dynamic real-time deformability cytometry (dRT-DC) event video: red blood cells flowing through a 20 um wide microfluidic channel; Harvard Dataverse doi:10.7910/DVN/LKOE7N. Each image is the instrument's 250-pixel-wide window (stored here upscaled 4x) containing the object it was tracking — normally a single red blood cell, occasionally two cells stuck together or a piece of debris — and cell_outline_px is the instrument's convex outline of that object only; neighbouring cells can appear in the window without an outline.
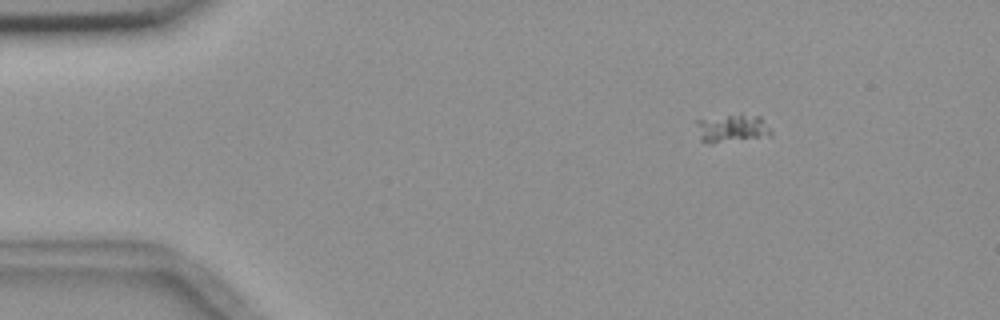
{"species": "common noctule bat (a hibernating species)", "species_latin": "Nyctalus noctula", "temperature_condition": "room temperature", "stored_images_in_passage": 6, "camera_frame_rate_fps": 3000, "um_per_image_px": 0.085, "animal": {"sex": "female", "body_mass_g": 18.4}, "frame": {"image": 1, "passage_image": 1, "time_ms": 0.0, "image_size_px": [1000, 320], "cell_outline_px": [[772, 136], [712, 144], [700, 140], [696, 124], [696, 120], [740, 112], [760, 116], [772, 132]], "centroid_in_image_um": [62.23, 10.89], "position_along_channel_um": 22.8, "area_um2": 12.72}}
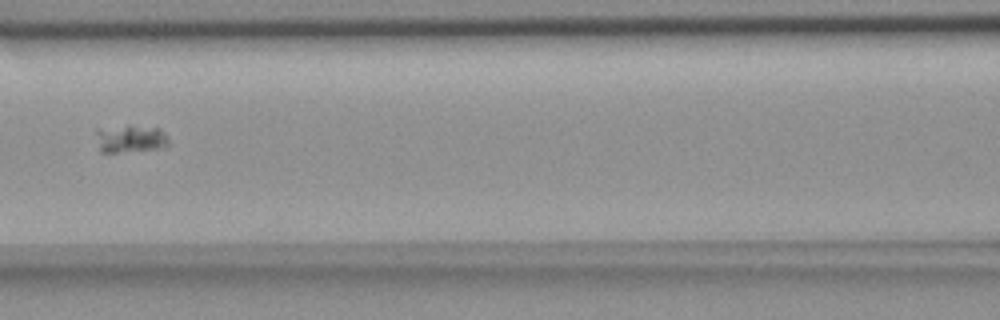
{"frame": {"image": 2, "passage_image": 6, "time_ms": 5.667, "image_size_px": [1000, 320], "cell_outline_px": [[168, 144], [156, 148], [116, 152], [100, 152], [96, 132], [128, 124], [160, 128], [168, 136]], "centroid_in_image_um": [11.13, 11.77], "position_along_channel_um": 155.5, "area_um2": 11.33}}